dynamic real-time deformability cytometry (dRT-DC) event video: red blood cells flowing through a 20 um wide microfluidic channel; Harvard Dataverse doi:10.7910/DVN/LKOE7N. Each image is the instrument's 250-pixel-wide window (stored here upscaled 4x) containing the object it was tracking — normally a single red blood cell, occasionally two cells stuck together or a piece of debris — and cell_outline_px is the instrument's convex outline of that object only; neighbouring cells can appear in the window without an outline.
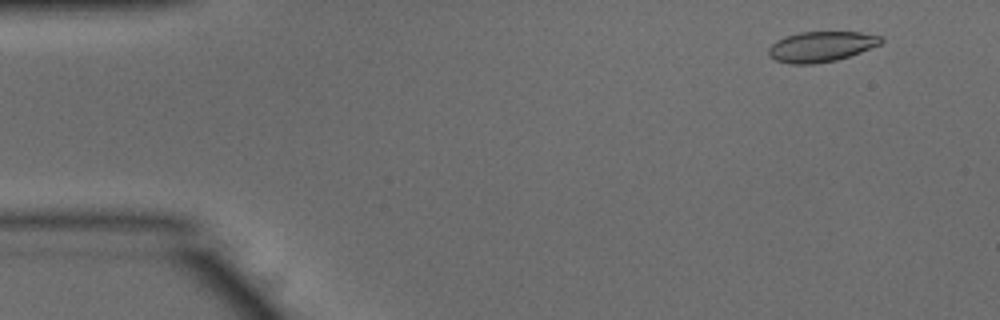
{"species": "common noctule bat (a hibernating species)", "species_latin": "Nyctalus noctula", "temperature_condition": "warm", "stored_images_in_passage": 16, "camera_frame_rate_fps": 3000, "um_per_image_px": 0.085, "animal": {"sex": "male", "body_mass_g": 15.6}, "frame": {"image": 1, "passage_image": 4, "time_ms": 1.0, "image_size_px": [1000, 320], "cell_outline_px": [[884, 40], [880, 44], [860, 52], [836, 60], [816, 64], [792, 64], [776, 60], [768, 56], [768, 48], [776, 40], [784, 36], [800, 32], [860, 32], [884, 36]], "centroid_in_image_um": [69.79, 3.95], "position_along_channel_um": 15.2, "area_um2": 20.0}}
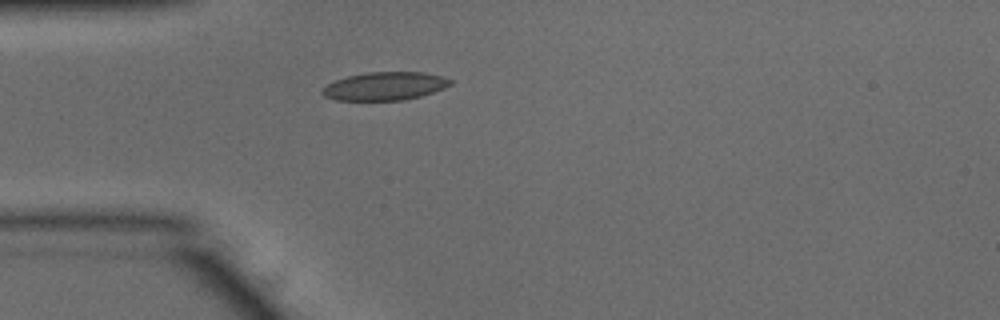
{"frame": {"image": 2, "passage_image": 14, "time_ms": 4.333, "image_size_px": [1000, 320], "cell_outline_px": [[452, 84], [444, 88], [420, 96], [404, 100], [336, 100], [324, 96], [320, 92], [328, 84], [336, 80], [348, 76], [368, 72], [424, 72], [444, 76], [452, 80]], "centroid_in_image_um": [32.74, 7.32], "position_along_channel_um": 52.3, "area_um2": 20.98}}